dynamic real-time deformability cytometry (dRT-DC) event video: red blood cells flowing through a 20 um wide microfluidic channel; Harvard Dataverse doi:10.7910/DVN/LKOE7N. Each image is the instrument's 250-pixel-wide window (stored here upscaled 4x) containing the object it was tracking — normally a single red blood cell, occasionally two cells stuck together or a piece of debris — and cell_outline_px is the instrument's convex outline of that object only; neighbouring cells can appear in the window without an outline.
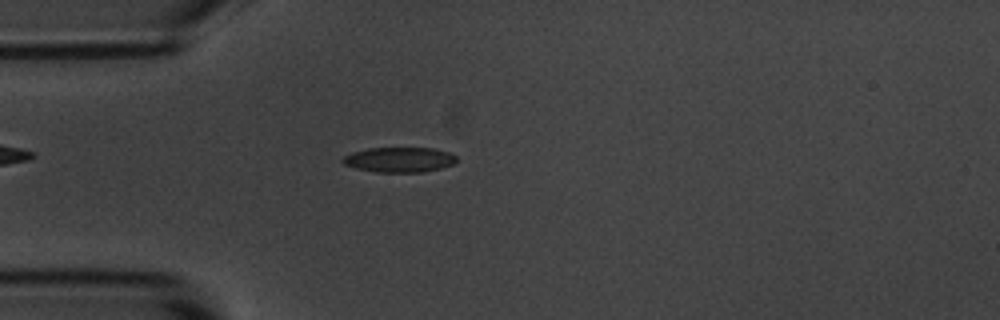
{"species": "common noctule bat (a hibernating species)", "species_latin": "Nyctalus noctula", "temperature_condition": "room temperature", "stored_images_in_passage": 3, "camera_frame_rate_fps": 3000, "um_per_image_px": 0.085, "animal": {"sex": "male", "body_mass_g": 20.1, "forearm_length_mm": 53.5}, "frame": {"image": 1, "passage_image": 3, "time_ms": 2.333, "image_size_px": [1000, 320], "cell_outline_px": [[456, 164], [424, 172], [376, 172], [356, 168], [344, 164], [340, 160], [344, 156], [352, 152], [368, 148], [432, 148], [448, 152], [456, 156]], "centroid_in_image_um": [33.94, 13.57], "position_along_channel_um": 51.1, "area_um2": 16.65}}